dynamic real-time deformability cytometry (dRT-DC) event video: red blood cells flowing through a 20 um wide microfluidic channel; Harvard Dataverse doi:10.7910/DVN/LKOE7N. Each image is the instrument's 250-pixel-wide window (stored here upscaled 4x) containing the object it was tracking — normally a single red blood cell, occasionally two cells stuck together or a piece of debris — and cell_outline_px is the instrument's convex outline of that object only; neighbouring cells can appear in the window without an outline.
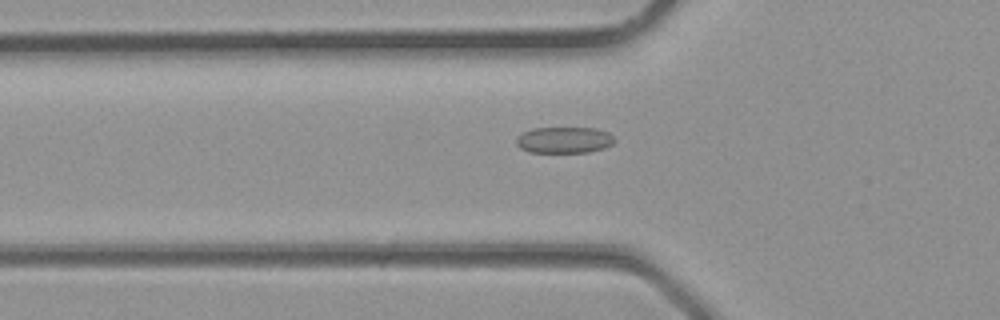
{"species": "common noctule bat (a hibernating species)", "species_latin": "Nyctalus noctula", "temperature_condition": "room temperature", "stored_images_in_passage": 29, "camera_frame_rate_fps": 3000, "um_per_image_px": 0.085, "animal": {"sex": "male", "body_mass_g": 23.1, "forearm_length_mm": 52.7}, "frame": {"image": 1, "passage_image": 6, "time_ms": 1.667, "image_size_px": [1000, 320], "cell_outline_px": [[616, 140], [612, 144], [604, 148], [588, 152], [528, 152], [520, 148], [516, 144], [516, 136], [532, 128], [592, 128], [608, 132]], "centroid_in_image_um": [47.93, 11.9], "position_along_channel_um": 77.9, "area_um2": 15.03}}
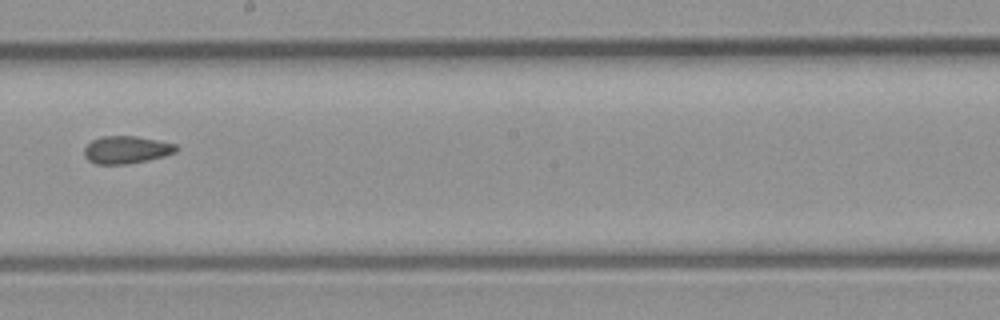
{"frame": {"image": 2, "passage_image": 14, "time_ms": 4.333, "image_size_px": [1000, 320], "cell_outline_px": [[180, 148], [176, 152], [164, 156], [148, 160], [128, 164], [96, 164], [88, 160], [84, 156], [84, 148], [92, 140], [100, 136], [136, 136], [176, 144]], "centroid_in_image_um": [10.75, 12.73], "position_along_channel_um": 237.5, "area_um2": 14.85}}
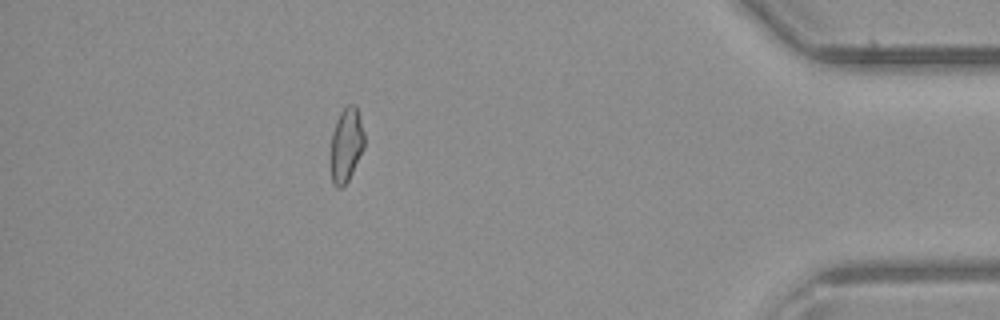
{"frame": {"image": 3, "passage_image": 25, "time_ms": 8.0, "image_size_px": [1000, 320], "cell_outline_px": [[364, 148], [348, 180], [340, 188], [336, 188], [332, 184], [332, 132], [336, 120], [340, 112], [348, 104], [356, 104], [364, 132]], "centroid_in_image_um": [29.45, 12.28], "position_along_channel_um": 405.8, "area_um2": 14.33}}